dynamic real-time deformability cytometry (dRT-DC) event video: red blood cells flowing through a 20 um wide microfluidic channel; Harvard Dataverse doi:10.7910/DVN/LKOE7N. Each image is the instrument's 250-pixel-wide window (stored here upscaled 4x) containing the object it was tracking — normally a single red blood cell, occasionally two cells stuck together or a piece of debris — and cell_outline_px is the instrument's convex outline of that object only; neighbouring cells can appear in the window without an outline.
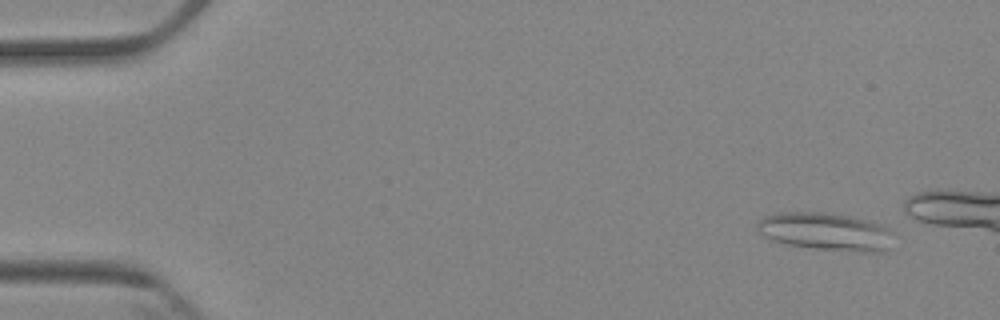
{"species": "Egyptian fruit bat (a non-hibernating species)", "species_latin": "Rousettus aegyptiacus", "temperature_condition": "cold", "stored_images_in_passage": 4, "camera_frame_rate_fps": 3000, "um_per_image_px": 0.085, "animal": {"sex": "female"}, "frame": {"image": 1, "passage_image": 4, "time_ms": 4.333, "image_size_px": [1000, 320], "cell_outline_px": [[896, 232], [888, 248], [884, 252], [860, 252], [816, 248], [788, 244], [772, 240], [764, 236], [756, 228], [756, 224], [764, 216], [776, 212], [824, 212], [848, 216], [868, 220], [884, 224]], "centroid_in_image_um": [70.25, 19.67], "position_along_channel_um": 14.7, "area_um2": 30.35}}